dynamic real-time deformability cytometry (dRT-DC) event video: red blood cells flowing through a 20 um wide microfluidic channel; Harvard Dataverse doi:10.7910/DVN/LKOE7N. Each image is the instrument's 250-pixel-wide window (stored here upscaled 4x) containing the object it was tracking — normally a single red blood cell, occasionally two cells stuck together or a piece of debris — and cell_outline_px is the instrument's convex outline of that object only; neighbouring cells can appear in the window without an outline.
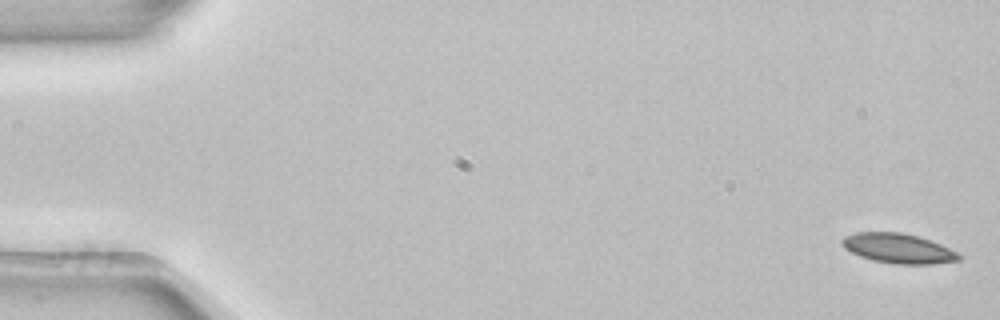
{"species": "common noctule bat (a hibernating species)", "species_latin": "Nyctalus noctula", "temperature_condition": "room temperature", "stored_images_in_passage": 4, "camera_frame_rate_fps": 3000, "um_per_image_px": 0.085, "animal": {"sex": "female", "body_mass_g": 22.7, "forearm_length_mm": 54.2}, "frame": {"image": 1, "passage_image": 1, "time_ms": 0.0, "image_size_px": [1000, 320], "cell_outline_px": [[964, 256], [960, 260], [932, 264], [896, 264], [872, 260], [860, 256], [844, 248], [840, 244], [840, 240], [844, 236], [856, 232], [904, 232], [940, 244]], "centroid_in_image_um": [76.32, 21.11], "position_along_channel_um": 8.7, "area_um2": 20.29}}
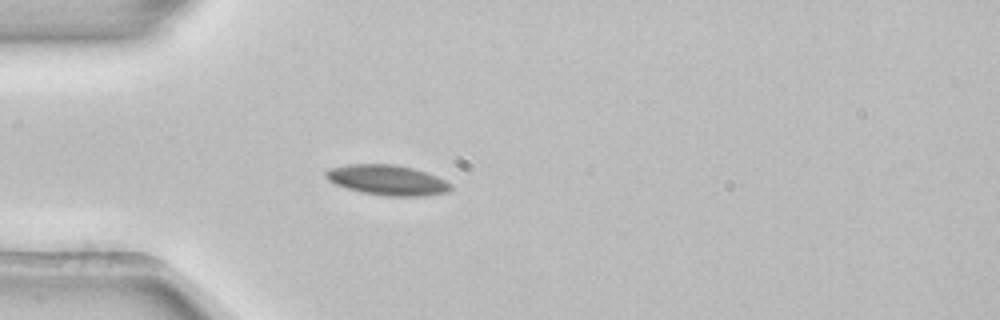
{"frame": {"image": 2, "passage_image": 4, "time_ms": 1.0, "image_size_px": [1000, 320], "cell_outline_px": [[452, 188], [448, 192], [424, 196], [384, 196], [360, 192], [336, 184], [328, 180], [324, 176], [324, 172], [328, 168], [348, 164], [396, 164], [412, 168], [436, 176], [452, 184]], "centroid_in_image_um": [32.9, 15.3], "position_along_channel_um": 52.1, "area_um2": 22.08}}